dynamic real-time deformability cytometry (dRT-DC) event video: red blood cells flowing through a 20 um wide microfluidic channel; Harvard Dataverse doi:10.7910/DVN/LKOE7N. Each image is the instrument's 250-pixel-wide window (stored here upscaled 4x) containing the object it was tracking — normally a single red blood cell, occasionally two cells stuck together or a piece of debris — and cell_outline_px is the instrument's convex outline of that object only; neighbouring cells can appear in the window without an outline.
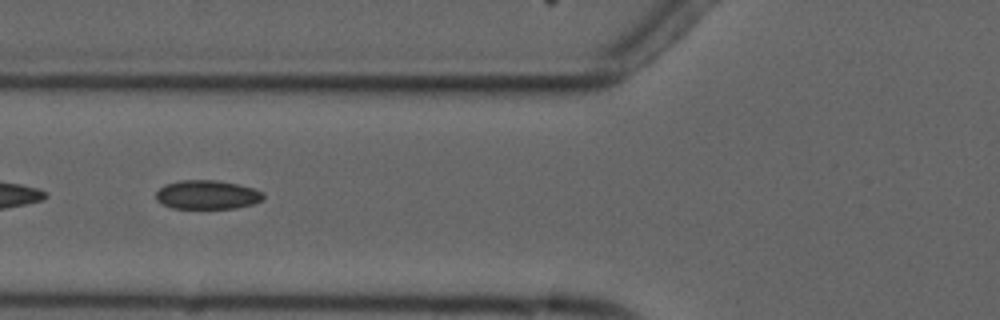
{"species": "common noctule bat (a hibernating species)", "species_latin": "Nyctalus noctula", "temperature_condition": "cold", "stored_images_in_passage": 6, "camera_frame_rate_fps": 3000, "um_per_image_px": 0.085, "animal": {"sex": "male", "forearm_length_mm": 52.5}, "frame": {"image": 1, "passage_image": 5, "time_ms": 5.0, "image_size_px": [1000, 320], "cell_outline_px": [[264, 200], [252, 204], [236, 208], [172, 208], [156, 200], [156, 192], [164, 184], [180, 180], [216, 180], [236, 184], [252, 188], [264, 192]], "centroid_in_image_um": [17.61, 16.55], "position_along_channel_um": 108.2, "area_um2": 18.09}}
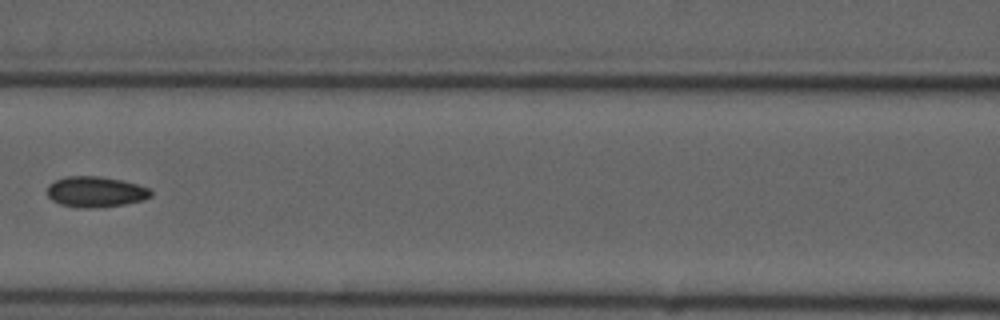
{"frame": {"image": 2, "passage_image": 6, "time_ms": 6.333, "image_size_px": [1000, 320], "cell_outline_px": [[152, 196], [144, 200], [124, 204], [84, 208], [76, 208], [60, 204], [52, 200], [48, 196], [48, 184], [64, 176], [100, 176], [120, 180], [136, 184], [148, 188], [152, 192]], "centroid_in_image_um": [8.1, 16.3], "position_along_channel_um": 158.5, "area_um2": 18.44}}